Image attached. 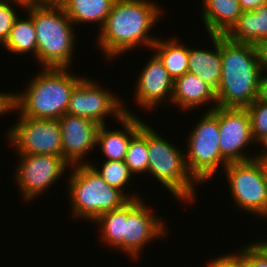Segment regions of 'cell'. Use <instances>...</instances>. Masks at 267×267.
Masks as SVG:
<instances>
[{
  "label": "cell",
  "instance_id": "cell-1",
  "mask_svg": "<svg viewBox=\"0 0 267 267\" xmlns=\"http://www.w3.org/2000/svg\"><path fill=\"white\" fill-rule=\"evenodd\" d=\"M160 7L152 0H115L96 38L100 51L112 61L138 46L151 48L158 38L149 33L163 14Z\"/></svg>",
  "mask_w": 267,
  "mask_h": 267
},
{
  "label": "cell",
  "instance_id": "cell-2",
  "mask_svg": "<svg viewBox=\"0 0 267 267\" xmlns=\"http://www.w3.org/2000/svg\"><path fill=\"white\" fill-rule=\"evenodd\" d=\"M220 54L222 77L216 91L217 105L247 108L258 98L262 74L258 47L220 35Z\"/></svg>",
  "mask_w": 267,
  "mask_h": 267
},
{
  "label": "cell",
  "instance_id": "cell-3",
  "mask_svg": "<svg viewBox=\"0 0 267 267\" xmlns=\"http://www.w3.org/2000/svg\"><path fill=\"white\" fill-rule=\"evenodd\" d=\"M42 69L30 77L23 92L13 93L12 111L34 119H59L66 114L71 92L83 77L68 68Z\"/></svg>",
  "mask_w": 267,
  "mask_h": 267
},
{
  "label": "cell",
  "instance_id": "cell-4",
  "mask_svg": "<svg viewBox=\"0 0 267 267\" xmlns=\"http://www.w3.org/2000/svg\"><path fill=\"white\" fill-rule=\"evenodd\" d=\"M37 37L36 59L42 68H68L72 64L76 33L63 8L25 6Z\"/></svg>",
  "mask_w": 267,
  "mask_h": 267
},
{
  "label": "cell",
  "instance_id": "cell-5",
  "mask_svg": "<svg viewBox=\"0 0 267 267\" xmlns=\"http://www.w3.org/2000/svg\"><path fill=\"white\" fill-rule=\"evenodd\" d=\"M71 168L73 172L69 173L66 182L75 218L94 222L101 214L122 207L130 199L140 198L135 193L127 195L108 185L90 164L73 165Z\"/></svg>",
  "mask_w": 267,
  "mask_h": 267
},
{
  "label": "cell",
  "instance_id": "cell-6",
  "mask_svg": "<svg viewBox=\"0 0 267 267\" xmlns=\"http://www.w3.org/2000/svg\"><path fill=\"white\" fill-rule=\"evenodd\" d=\"M147 147L149 153L148 172L162 184L177 200L192 203L197 197L196 184H200L189 172L186 157L179 146L155 132L147 124Z\"/></svg>",
  "mask_w": 267,
  "mask_h": 267
},
{
  "label": "cell",
  "instance_id": "cell-7",
  "mask_svg": "<svg viewBox=\"0 0 267 267\" xmlns=\"http://www.w3.org/2000/svg\"><path fill=\"white\" fill-rule=\"evenodd\" d=\"M194 126L184 153L189 172L201 184L211 180L220 165L224 168L228 164L219 147V106L204 113Z\"/></svg>",
  "mask_w": 267,
  "mask_h": 267
},
{
  "label": "cell",
  "instance_id": "cell-8",
  "mask_svg": "<svg viewBox=\"0 0 267 267\" xmlns=\"http://www.w3.org/2000/svg\"><path fill=\"white\" fill-rule=\"evenodd\" d=\"M222 170L236 206L264 219L267 216V180L258 161L228 163Z\"/></svg>",
  "mask_w": 267,
  "mask_h": 267
},
{
  "label": "cell",
  "instance_id": "cell-9",
  "mask_svg": "<svg viewBox=\"0 0 267 267\" xmlns=\"http://www.w3.org/2000/svg\"><path fill=\"white\" fill-rule=\"evenodd\" d=\"M8 128L6 139L18 154L62 156V133L58 119H34L19 115Z\"/></svg>",
  "mask_w": 267,
  "mask_h": 267
},
{
  "label": "cell",
  "instance_id": "cell-10",
  "mask_svg": "<svg viewBox=\"0 0 267 267\" xmlns=\"http://www.w3.org/2000/svg\"><path fill=\"white\" fill-rule=\"evenodd\" d=\"M96 82L86 77L80 80L71 92L66 114L88 118L98 125H106L108 115L113 116L115 121H119L124 114L135 115L124 107L117 93L115 95L110 89L105 90Z\"/></svg>",
  "mask_w": 267,
  "mask_h": 267
},
{
  "label": "cell",
  "instance_id": "cell-11",
  "mask_svg": "<svg viewBox=\"0 0 267 267\" xmlns=\"http://www.w3.org/2000/svg\"><path fill=\"white\" fill-rule=\"evenodd\" d=\"M18 156L20 161L16 165L18 168L14 172V180L22 193L21 197L27 202L46 192L71 167L62 156L44 154H18Z\"/></svg>",
  "mask_w": 267,
  "mask_h": 267
},
{
  "label": "cell",
  "instance_id": "cell-12",
  "mask_svg": "<svg viewBox=\"0 0 267 267\" xmlns=\"http://www.w3.org/2000/svg\"><path fill=\"white\" fill-rule=\"evenodd\" d=\"M141 200L137 198L127 202V220H124L123 253L132 259H139L144 246L156 238L163 239L167 232L164 220Z\"/></svg>",
  "mask_w": 267,
  "mask_h": 267
},
{
  "label": "cell",
  "instance_id": "cell-13",
  "mask_svg": "<svg viewBox=\"0 0 267 267\" xmlns=\"http://www.w3.org/2000/svg\"><path fill=\"white\" fill-rule=\"evenodd\" d=\"M251 143H255V141L252 136L247 109L219 107V147L221 156L228 163L253 160L255 154L247 156L243 152Z\"/></svg>",
  "mask_w": 267,
  "mask_h": 267
},
{
  "label": "cell",
  "instance_id": "cell-14",
  "mask_svg": "<svg viewBox=\"0 0 267 267\" xmlns=\"http://www.w3.org/2000/svg\"><path fill=\"white\" fill-rule=\"evenodd\" d=\"M151 56L139 74L134 92L135 102L145 111L154 110L156 106L162 104V101L168 102L166 105L169 107L174 86L173 78L160 59L154 53Z\"/></svg>",
  "mask_w": 267,
  "mask_h": 267
},
{
  "label": "cell",
  "instance_id": "cell-15",
  "mask_svg": "<svg viewBox=\"0 0 267 267\" xmlns=\"http://www.w3.org/2000/svg\"><path fill=\"white\" fill-rule=\"evenodd\" d=\"M58 122L62 133V157L71 166L89 164L84 156L96 147L99 125L88 118L68 114L60 117Z\"/></svg>",
  "mask_w": 267,
  "mask_h": 267
},
{
  "label": "cell",
  "instance_id": "cell-16",
  "mask_svg": "<svg viewBox=\"0 0 267 267\" xmlns=\"http://www.w3.org/2000/svg\"><path fill=\"white\" fill-rule=\"evenodd\" d=\"M137 115L124 114L118 121L120 128L109 130L106 125H99L96 134V146H100L101 153L107 161H124L131 139L139 132L145 123Z\"/></svg>",
  "mask_w": 267,
  "mask_h": 267
},
{
  "label": "cell",
  "instance_id": "cell-17",
  "mask_svg": "<svg viewBox=\"0 0 267 267\" xmlns=\"http://www.w3.org/2000/svg\"><path fill=\"white\" fill-rule=\"evenodd\" d=\"M210 102L214 105L208 111L218 106L216 92L198 76L187 72L174 80L171 104L188 111Z\"/></svg>",
  "mask_w": 267,
  "mask_h": 267
},
{
  "label": "cell",
  "instance_id": "cell-18",
  "mask_svg": "<svg viewBox=\"0 0 267 267\" xmlns=\"http://www.w3.org/2000/svg\"><path fill=\"white\" fill-rule=\"evenodd\" d=\"M214 50L189 48L188 72L198 76L215 92L222 77L220 35H209Z\"/></svg>",
  "mask_w": 267,
  "mask_h": 267
},
{
  "label": "cell",
  "instance_id": "cell-19",
  "mask_svg": "<svg viewBox=\"0 0 267 267\" xmlns=\"http://www.w3.org/2000/svg\"><path fill=\"white\" fill-rule=\"evenodd\" d=\"M201 17L209 35L224 36L242 14L238 0H202Z\"/></svg>",
  "mask_w": 267,
  "mask_h": 267
},
{
  "label": "cell",
  "instance_id": "cell-20",
  "mask_svg": "<svg viewBox=\"0 0 267 267\" xmlns=\"http://www.w3.org/2000/svg\"><path fill=\"white\" fill-rule=\"evenodd\" d=\"M236 43L258 46L267 40V4L254 11H243L231 29L224 35Z\"/></svg>",
  "mask_w": 267,
  "mask_h": 267
},
{
  "label": "cell",
  "instance_id": "cell-21",
  "mask_svg": "<svg viewBox=\"0 0 267 267\" xmlns=\"http://www.w3.org/2000/svg\"><path fill=\"white\" fill-rule=\"evenodd\" d=\"M186 46L180 39L171 37L168 40L158 38L151 47L173 80L188 72L189 47Z\"/></svg>",
  "mask_w": 267,
  "mask_h": 267
},
{
  "label": "cell",
  "instance_id": "cell-22",
  "mask_svg": "<svg viewBox=\"0 0 267 267\" xmlns=\"http://www.w3.org/2000/svg\"><path fill=\"white\" fill-rule=\"evenodd\" d=\"M115 0H68L63 7L65 13L76 26L78 23H94L103 27Z\"/></svg>",
  "mask_w": 267,
  "mask_h": 267
},
{
  "label": "cell",
  "instance_id": "cell-23",
  "mask_svg": "<svg viewBox=\"0 0 267 267\" xmlns=\"http://www.w3.org/2000/svg\"><path fill=\"white\" fill-rule=\"evenodd\" d=\"M28 17V18H27ZM27 17H17L10 30L8 39L2 45L4 49L11 54L20 55L32 53L36 59L37 52V37L35 26L32 17L28 14Z\"/></svg>",
  "mask_w": 267,
  "mask_h": 267
},
{
  "label": "cell",
  "instance_id": "cell-24",
  "mask_svg": "<svg viewBox=\"0 0 267 267\" xmlns=\"http://www.w3.org/2000/svg\"><path fill=\"white\" fill-rule=\"evenodd\" d=\"M124 220H127V203L118 209L101 214L94 221L97 226L99 225V236L105 245L118 251L121 250V252H123Z\"/></svg>",
  "mask_w": 267,
  "mask_h": 267
},
{
  "label": "cell",
  "instance_id": "cell-25",
  "mask_svg": "<svg viewBox=\"0 0 267 267\" xmlns=\"http://www.w3.org/2000/svg\"><path fill=\"white\" fill-rule=\"evenodd\" d=\"M149 153L147 147V124L144 123L139 132L131 139L124 162L129 168L130 173L145 174L148 172Z\"/></svg>",
  "mask_w": 267,
  "mask_h": 267
},
{
  "label": "cell",
  "instance_id": "cell-26",
  "mask_svg": "<svg viewBox=\"0 0 267 267\" xmlns=\"http://www.w3.org/2000/svg\"><path fill=\"white\" fill-rule=\"evenodd\" d=\"M104 161H102L103 164L100 168H97L94 163H91L90 161L88 162L108 185L115 187L124 193L125 187L130 185L129 182L133 176L130 173L128 166L124 161Z\"/></svg>",
  "mask_w": 267,
  "mask_h": 267
},
{
  "label": "cell",
  "instance_id": "cell-27",
  "mask_svg": "<svg viewBox=\"0 0 267 267\" xmlns=\"http://www.w3.org/2000/svg\"><path fill=\"white\" fill-rule=\"evenodd\" d=\"M246 109L250 117L252 136L257 143L267 136V103L257 98Z\"/></svg>",
  "mask_w": 267,
  "mask_h": 267
},
{
  "label": "cell",
  "instance_id": "cell-28",
  "mask_svg": "<svg viewBox=\"0 0 267 267\" xmlns=\"http://www.w3.org/2000/svg\"><path fill=\"white\" fill-rule=\"evenodd\" d=\"M16 4V5H12ZM25 9V4L16 0H0V44L1 46L8 39L9 33L15 19L18 17L15 7ZM14 6V7H13Z\"/></svg>",
  "mask_w": 267,
  "mask_h": 267
},
{
  "label": "cell",
  "instance_id": "cell-29",
  "mask_svg": "<svg viewBox=\"0 0 267 267\" xmlns=\"http://www.w3.org/2000/svg\"><path fill=\"white\" fill-rule=\"evenodd\" d=\"M245 246L237 254L245 261L246 267H267V248L260 241Z\"/></svg>",
  "mask_w": 267,
  "mask_h": 267
},
{
  "label": "cell",
  "instance_id": "cell-30",
  "mask_svg": "<svg viewBox=\"0 0 267 267\" xmlns=\"http://www.w3.org/2000/svg\"><path fill=\"white\" fill-rule=\"evenodd\" d=\"M208 262L207 267H246L245 261L236 252L220 255Z\"/></svg>",
  "mask_w": 267,
  "mask_h": 267
},
{
  "label": "cell",
  "instance_id": "cell-31",
  "mask_svg": "<svg viewBox=\"0 0 267 267\" xmlns=\"http://www.w3.org/2000/svg\"><path fill=\"white\" fill-rule=\"evenodd\" d=\"M68 0H30L26 6L63 8Z\"/></svg>",
  "mask_w": 267,
  "mask_h": 267
},
{
  "label": "cell",
  "instance_id": "cell-32",
  "mask_svg": "<svg viewBox=\"0 0 267 267\" xmlns=\"http://www.w3.org/2000/svg\"><path fill=\"white\" fill-rule=\"evenodd\" d=\"M13 108V93L0 92V115L9 114Z\"/></svg>",
  "mask_w": 267,
  "mask_h": 267
},
{
  "label": "cell",
  "instance_id": "cell-33",
  "mask_svg": "<svg viewBox=\"0 0 267 267\" xmlns=\"http://www.w3.org/2000/svg\"><path fill=\"white\" fill-rule=\"evenodd\" d=\"M242 11H254L267 4V0H238Z\"/></svg>",
  "mask_w": 267,
  "mask_h": 267
},
{
  "label": "cell",
  "instance_id": "cell-34",
  "mask_svg": "<svg viewBox=\"0 0 267 267\" xmlns=\"http://www.w3.org/2000/svg\"><path fill=\"white\" fill-rule=\"evenodd\" d=\"M257 47L259 51L262 73L265 71L267 74V40L261 42Z\"/></svg>",
  "mask_w": 267,
  "mask_h": 267
},
{
  "label": "cell",
  "instance_id": "cell-35",
  "mask_svg": "<svg viewBox=\"0 0 267 267\" xmlns=\"http://www.w3.org/2000/svg\"><path fill=\"white\" fill-rule=\"evenodd\" d=\"M262 74L259 81L258 99L264 103H267V75L265 72Z\"/></svg>",
  "mask_w": 267,
  "mask_h": 267
},
{
  "label": "cell",
  "instance_id": "cell-36",
  "mask_svg": "<svg viewBox=\"0 0 267 267\" xmlns=\"http://www.w3.org/2000/svg\"><path fill=\"white\" fill-rule=\"evenodd\" d=\"M258 143H260L261 146L263 145L262 149L264 151L261 152L260 150L254 157H267V136L263 137Z\"/></svg>",
  "mask_w": 267,
  "mask_h": 267
},
{
  "label": "cell",
  "instance_id": "cell-37",
  "mask_svg": "<svg viewBox=\"0 0 267 267\" xmlns=\"http://www.w3.org/2000/svg\"><path fill=\"white\" fill-rule=\"evenodd\" d=\"M255 160L258 161V163L261 165L263 169V173L265 175V178L267 180V157H254Z\"/></svg>",
  "mask_w": 267,
  "mask_h": 267
},
{
  "label": "cell",
  "instance_id": "cell-38",
  "mask_svg": "<svg viewBox=\"0 0 267 267\" xmlns=\"http://www.w3.org/2000/svg\"><path fill=\"white\" fill-rule=\"evenodd\" d=\"M16 1L22 2L26 5L30 0H16Z\"/></svg>",
  "mask_w": 267,
  "mask_h": 267
},
{
  "label": "cell",
  "instance_id": "cell-39",
  "mask_svg": "<svg viewBox=\"0 0 267 267\" xmlns=\"http://www.w3.org/2000/svg\"><path fill=\"white\" fill-rule=\"evenodd\" d=\"M267 248V241H260Z\"/></svg>",
  "mask_w": 267,
  "mask_h": 267
}]
</instances>
